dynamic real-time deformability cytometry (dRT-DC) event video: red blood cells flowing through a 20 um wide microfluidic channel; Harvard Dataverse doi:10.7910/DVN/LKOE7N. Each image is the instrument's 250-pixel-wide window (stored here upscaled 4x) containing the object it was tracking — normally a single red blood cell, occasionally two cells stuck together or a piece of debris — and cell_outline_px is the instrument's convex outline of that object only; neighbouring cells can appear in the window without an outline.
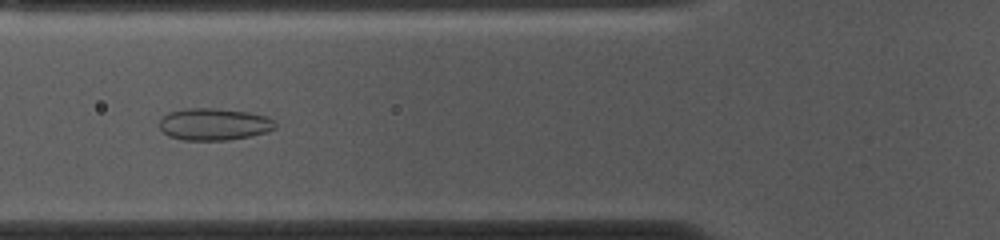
{"species": "common noctule bat (a hibernating species)", "species_latin": "Nyctalus noctula", "temperature_condition": "cold", "stored_images_in_passage": 52, "camera_frame_rate_fps": 3000, "um_per_image_px": 0.085, "animal": {"sex": "female", "body_mass_g": 10.0, "forearm_length_mm": 53.1}, "frame": {"image": 1, "passage_image": 18, "time_ms": 5.667, "image_size_px": [1000, 240], "cell_outline_px": [[276, 128], [252, 136], [228, 140], [184, 140], [168, 136], [160, 128], [160, 120], [168, 112], [184, 108], [216, 108], [248, 112], [268, 116], [276, 124]], "centroid_in_image_um": [18.19, 10.55], "position_along_channel_um": 107.6, "area_um2": 21.68}}
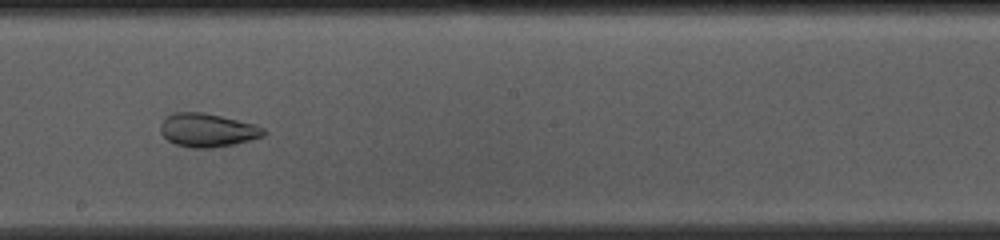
{"frame": {"image": 2, "passage_image": 28, "time_ms": 9.0, "image_size_px": [1000, 240], "cell_outline_px": [[268, 132], [264, 136], [232, 144], [212, 148], [192, 148], [176, 144], [168, 140], [160, 132], [160, 124], [164, 116], [172, 112], [204, 112], [256, 124], [264, 128]], "centroid_in_image_um": [17.62, 11.04], "position_along_channel_um": 230.6, "area_um2": 20.35}}
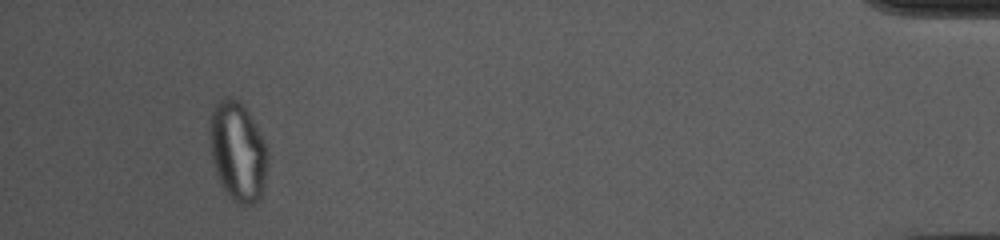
{"frame": {"image": 3, "passage_image": 49, "time_ms": 16.0, "image_size_px": [1000, 240], "cell_outline_px": [[268, 160], [264, 188], [260, 200], [252, 204], [240, 204], [232, 200], [220, 184], [212, 160], [208, 136], [208, 132], [212, 108], [220, 100], [228, 96], [240, 100], [244, 104], [264, 140], [268, 148]], "centroid_in_image_um": [20.21, 12.86], "position_along_channel_um": 415.0, "area_um2": 34.16}, "authors_computed_cell_mechanics": {"area_um2": 27.3972, "velocity_mm_per_s": 3.6894, "shape_relaxation_time_tau1_ms": null, "shape_relaxation_time_tau2_ms": 1.5501, "deformation_change_tau1": null, "deformation_change_tau2": 0.0717}}